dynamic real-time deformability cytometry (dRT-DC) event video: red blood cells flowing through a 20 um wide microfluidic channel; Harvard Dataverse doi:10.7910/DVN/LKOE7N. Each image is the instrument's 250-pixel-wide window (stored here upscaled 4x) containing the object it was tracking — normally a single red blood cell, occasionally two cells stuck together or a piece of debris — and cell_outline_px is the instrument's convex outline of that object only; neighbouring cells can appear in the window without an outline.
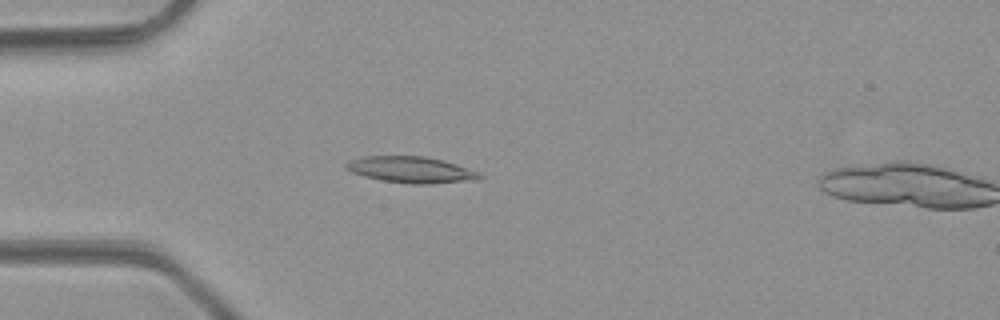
{"species": "common noctule bat (a hibernating species)", "species_latin": "Nyctalus noctula", "temperature_condition": "room temperature", "stored_images_in_passage": 10, "camera_frame_rate_fps": 3000, "um_per_image_px": 0.085, "animal": {"sex": "male", "body_mass_g": 23.1, "forearm_length_mm": 52.7}, "frame": {"image": 1, "passage_image": 9, "time_ms": 2.667, "image_size_px": [1000, 320], "cell_outline_px": [[484, 176], [464, 180], [432, 184], [412, 184], [384, 180], [364, 176], [352, 172], [344, 168], [344, 164], [348, 160], [364, 156], [424, 156], [444, 160], [480, 172]], "centroid_in_image_um": [34.87, 14.41], "position_along_channel_um": 50.1, "area_um2": 20.23}}